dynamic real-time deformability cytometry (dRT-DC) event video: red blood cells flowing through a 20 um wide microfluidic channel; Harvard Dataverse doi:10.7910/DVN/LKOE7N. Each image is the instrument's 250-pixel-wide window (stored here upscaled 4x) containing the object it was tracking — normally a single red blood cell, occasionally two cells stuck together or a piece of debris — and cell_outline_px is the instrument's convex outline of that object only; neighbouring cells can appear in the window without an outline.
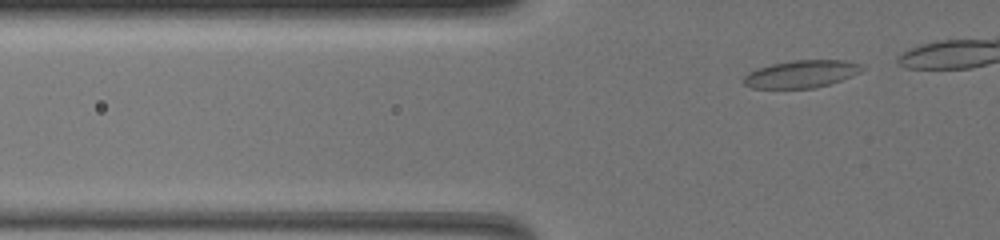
{"species": "common noctule bat (a hibernating species)", "species_latin": "Nyctalus noctula", "temperature_condition": "warm", "stored_images_in_passage": 11, "camera_frame_rate_fps": 3000, "um_per_image_px": 0.085, "animal": {"sex": "female", "body_mass_g": 19.5, "forearm_length_mm": 54.1}, "frame": {"image": 1, "passage_image": 2, "time_ms": 0.333, "image_size_px": [1000, 240], "cell_outline_px": [[864, 68], [860, 72], [852, 76], [828, 84], [812, 88], [752, 88], [744, 84], [744, 76], [748, 72], [772, 64], [796, 60], [844, 60], [860, 64]], "centroid_in_image_um": [68.12, 6.29], "position_along_channel_um": 57.7, "area_um2": 18.67}}
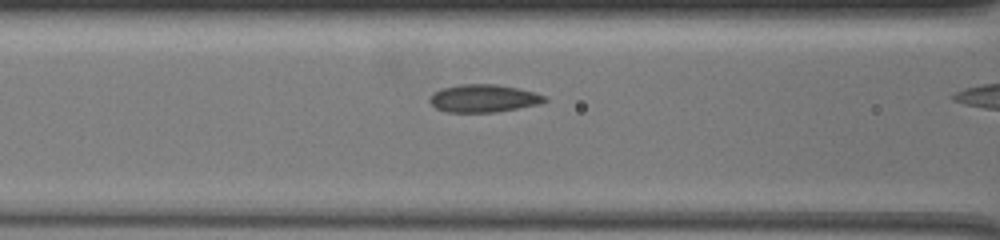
{"frame": {"image": 2, "passage_image": 10, "time_ms": 3.0, "image_size_px": [1000, 240], "cell_outline_px": [[548, 100], [540, 104], [496, 112], [448, 112], [436, 108], [428, 100], [428, 96], [432, 92], [440, 88], [460, 84], [496, 84], [516, 88], [532, 92], [544, 96]], "centroid_in_image_um": [41.03, 8.36], "position_along_channel_um": 125.6, "area_um2": 18.61}}